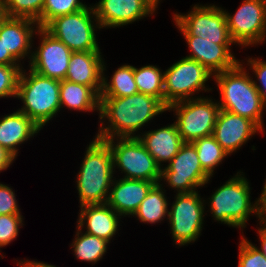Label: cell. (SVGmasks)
Instances as JSON below:
<instances>
[{"mask_svg": "<svg viewBox=\"0 0 266 267\" xmlns=\"http://www.w3.org/2000/svg\"><path fill=\"white\" fill-rule=\"evenodd\" d=\"M165 111L167 107L159 99L140 92L125 97L100 98L101 125L95 137L101 140L137 137L138 130Z\"/></svg>", "mask_w": 266, "mask_h": 267, "instance_id": "obj_1", "label": "cell"}, {"mask_svg": "<svg viewBox=\"0 0 266 267\" xmlns=\"http://www.w3.org/2000/svg\"><path fill=\"white\" fill-rule=\"evenodd\" d=\"M242 64L244 62L239 61L233 68L214 74L220 94L218 105L221 110L250 119L263 132L265 107L253 78Z\"/></svg>", "mask_w": 266, "mask_h": 267, "instance_id": "obj_2", "label": "cell"}, {"mask_svg": "<svg viewBox=\"0 0 266 267\" xmlns=\"http://www.w3.org/2000/svg\"><path fill=\"white\" fill-rule=\"evenodd\" d=\"M87 145L84 160L77 175L76 187L80 207L105 204L109 197L114 168L109 145L99 138Z\"/></svg>", "mask_w": 266, "mask_h": 267, "instance_id": "obj_3", "label": "cell"}, {"mask_svg": "<svg viewBox=\"0 0 266 267\" xmlns=\"http://www.w3.org/2000/svg\"><path fill=\"white\" fill-rule=\"evenodd\" d=\"M242 173L237 172L234 177L215 190L209 198L208 206L214 220L243 231L251 213L259 220L265 214L261 211L257 200L254 204L251 202V187Z\"/></svg>", "mask_w": 266, "mask_h": 267, "instance_id": "obj_4", "label": "cell"}, {"mask_svg": "<svg viewBox=\"0 0 266 267\" xmlns=\"http://www.w3.org/2000/svg\"><path fill=\"white\" fill-rule=\"evenodd\" d=\"M28 72L22 69L19 76L16 98L24 105L18 110L42 129L60 112V80Z\"/></svg>", "mask_w": 266, "mask_h": 267, "instance_id": "obj_5", "label": "cell"}, {"mask_svg": "<svg viewBox=\"0 0 266 267\" xmlns=\"http://www.w3.org/2000/svg\"><path fill=\"white\" fill-rule=\"evenodd\" d=\"M97 28L102 29L91 5L77 12L59 16L44 27L73 52L100 51L95 32Z\"/></svg>", "mask_w": 266, "mask_h": 267, "instance_id": "obj_6", "label": "cell"}, {"mask_svg": "<svg viewBox=\"0 0 266 267\" xmlns=\"http://www.w3.org/2000/svg\"><path fill=\"white\" fill-rule=\"evenodd\" d=\"M104 141L112 153L114 172L119 168V171L125 174L123 178L161 183L162 169L138 137Z\"/></svg>", "mask_w": 266, "mask_h": 267, "instance_id": "obj_7", "label": "cell"}, {"mask_svg": "<svg viewBox=\"0 0 266 267\" xmlns=\"http://www.w3.org/2000/svg\"><path fill=\"white\" fill-rule=\"evenodd\" d=\"M176 115L175 123L184 142L213 135L220 111L218 101L208 97L193 98L175 102L167 107Z\"/></svg>", "mask_w": 266, "mask_h": 267, "instance_id": "obj_8", "label": "cell"}, {"mask_svg": "<svg viewBox=\"0 0 266 267\" xmlns=\"http://www.w3.org/2000/svg\"><path fill=\"white\" fill-rule=\"evenodd\" d=\"M212 77L214 74L196 60L184 57L173 63L164 72V105L198 98L193 96L199 91H211L205 84Z\"/></svg>", "mask_w": 266, "mask_h": 267, "instance_id": "obj_9", "label": "cell"}, {"mask_svg": "<svg viewBox=\"0 0 266 267\" xmlns=\"http://www.w3.org/2000/svg\"><path fill=\"white\" fill-rule=\"evenodd\" d=\"M173 14L175 25L183 36H199L215 44L235 45L229 34L224 8L196 4L187 14Z\"/></svg>", "mask_w": 266, "mask_h": 267, "instance_id": "obj_10", "label": "cell"}, {"mask_svg": "<svg viewBox=\"0 0 266 267\" xmlns=\"http://www.w3.org/2000/svg\"><path fill=\"white\" fill-rule=\"evenodd\" d=\"M174 199L168 212V222L174 244L184 246L195 242L201 235L206 200H202L198 191L176 193Z\"/></svg>", "mask_w": 266, "mask_h": 267, "instance_id": "obj_11", "label": "cell"}, {"mask_svg": "<svg viewBox=\"0 0 266 267\" xmlns=\"http://www.w3.org/2000/svg\"><path fill=\"white\" fill-rule=\"evenodd\" d=\"M211 176L202 168L197 150L190 142H185L171 161L162 168L161 181L177 194L192 193L205 187Z\"/></svg>", "mask_w": 266, "mask_h": 267, "instance_id": "obj_12", "label": "cell"}, {"mask_svg": "<svg viewBox=\"0 0 266 267\" xmlns=\"http://www.w3.org/2000/svg\"><path fill=\"white\" fill-rule=\"evenodd\" d=\"M224 13L234 43L248 47L265 42L266 7L262 0H243L233 15Z\"/></svg>", "mask_w": 266, "mask_h": 267, "instance_id": "obj_13", "label": "cell"}, {"mask_svg": "<svg viewBox=\"0 0 266 267\" xmlns=\"http://www.w3.org/2000/svg\"><path fill=\"white\" fill-rule=\"evenodd\" d=\"M37 35H40V44L32 51L29 69L45 77L64 80L73 51L42 27Z\"/></svg>", "mask_w": 266, "mask_h": 267, "instance_id": "obj_14", "label": "cell"}, {"mask_svg": "<svg viewBox=\"0 0 266 267\" xmlns=\"http://www.w3.org/2000/svg\"><path fill=\"white\" fill-rule=\"evenodd\" d=\"M93 9L101 28H119L152 16L157 7L150 0H100Z\"/></svg>", "mask_w": 266, "mask_h": 267, "instance_id": "obj_15", "label": "cell"}, {"mask_svg": "<svg viewBox=\"0 0 266 267\" xmlns=\"http://www.w3.org/2000/svg\"><path fill=\"white\" fill-rule=\"evenodd\" d=\"M262 130L250 119L221 110L218 113L213 136L221 147L230 155Z\"/></svg>", "mask_w": 266, "mask_h": 267, "instance_id": "obj_16", "label": "cell"}, {"mask_svg": "<svg viewBox=\"0 0 266 267\" xmlns=\"http://www.w3.org/2000/svg\"><path fill=\"white\" fill-rule=\"evenodd\" d=\"M184 38L191 52L186 57L196 60L213 74L231 69L240 61L230 49L233 44H215L199 36Z\"/></svg>", "mask_w": 266, "mask_h": 267, "instance_id": "obj_17", "label": "cell"}, {"mask_svg": "<svg viewBox=\"0 0 266 267\" xmlns=\"http://www.w3.org/2000/svg\"><path fill=\"white\" fill-rule=\"evenodd\" d=\"M36 21L27 18L7 17L0 25V39L5 49L21 64V60L31 58L32 42L39 29Z\"/></svg>", "mask_w": 266, "mask_h": 267, "instance_id": "obj_18", "label": "cell"}, {"mask_svg": "<svg viewBox=\"0 0 266 267\" xmlns=\"http://www.w3.org/2000/svg\"><path fill=\"white\" fill-rule=\"evenodd\" d=\"M155 184L137 179L120 178L116 180L114 177L106 203L121 217L133 216Z\"/></svg>", "mask_w": 266, "mask_h": 267, "instance_id": "obj_19", "label": "cell"}, {"mask_svg": "<svg viewBox=\"0 0 266 267\" xmlns=\"http://www.w3.org/2000/svg\"><path fill=\"white\" fill-rule=\"evenodd\" d=\"M104 62L100 51L72 52L65 80L89 86L100 95Z\"/></svg>", "mask_w": 266, "mask_h": 267, "instance_id": "obj_20", "label": "cell"}, {"mask_svg": "<svg viewBox=\"0 0 266 267\" xmlns=\"http://www.w3.org/2000/svg\"><path fill=\"white\" fill-rule=\"evenodd\" d=\"M77 227L85 233L111 242L119 227L121 216L107 203L84 205L79 209Z\"/></svg>", "mask_w": 266, "mask_h": 267, "instance_id": "obj_21", "label": "cell"}, {"mask_svg": "<svg viewBox=\"0 0 266 267\" xmlns=\"http://www.w3.org/2000/svg\"><path fill=\"white\" fill-rule=\"evenodd\" d=\"M144 133L137 134V137L161 169L163 168L162 165H164L162 163H169L185 143L178 132L175 122Z\"/></svg>", "mask_w": 266, "mask_h": 267, "instance_id": "obj_22", "label": "cell"}, {"mask_svg": "<svg viewBox=\"0 0 266 267\" xmlns=\"http://www.w3.org/2000/svg\"><path fill=\"white\" fill-rule=\"evenodd\" d=\"M40 127L18 109L0 117V145L17 157L22 143L30 140L40 131Z\"/></svg>", "mask_w": 266, "mask_h": 267, "instance_id": "obj_23", "label": "cell"}, {"mask_svg": "<svg viewBox=\"0 0 266 267\" xmlns=\"http://www.w3.org/2000/svg\"><path fill=\"white\" fill-rule=\"evenodd\" d=\"M60 105L67 107L70 111H87L99 113L100 97L89 86L60 80Z\"/></svg>", "mask_w": 266, "mask_h": 267, "instance_id": "obj_24", "label": "cell"}, {"mask_svg": "<svg viewBox=\"0 0 266 267\" xmlns=\"http://www.w3.org/2000/svg\"><path fill=\"white\" fill-rule=\"evenodd\" d=\"M161 183L155 184L141 202L136 212L133 214L140 222L143 223H161L167 217L169 204L166 191Z\"/></svg>", "mask_w": 266, "mask_h": 267, "instance_id": "obj_25", "label": "cell"}, {"mask_svg": "<svg viewBox=\"0 0 266 267\" xmlns=\"http://www.w3.org/2000/svg\"><path fill=\"white\" fill-rule=\"evenodd\" d=\"M106 66L103 63V80L100 98L125 97L138 93L134 79V66L122 65L113 73L110 81L105 77Z\"/></svg>", "mask_w": 266, "mask_h": 267, "instance_id": "obj_26", "label": "cell"}, {"mask_svg": "<svg viewBox=\"0 0 266 267\" xmlns=\"http://www.w3.org/2000/svg\"><path fill=\"white\" fill-rule=\"evenodd\" d=\"M76 228L77 232L75 238L70 245L76 259L96 264L107 252V245L109 242L95 235L84 233V231L82 233V229Z\"/></svg>", "mask_w": 266, "mask_h": 267, "instance_id": "obj_27", "label": "cell"}, {"mask_svg": "<svg viewBox=\"0 0 266 267\" xmlns=\"http://www.w3.org/2000/svg\"><path fill=\"white\" fill-rule=\"evenodd\" d=\"M134 79L138 92L153 96L164 104V71L156 65L134 67Z\"/></svg>", "mask_w": 266, "mask_h": 267, "instance_id": "obj_28", "label": "cell"}, {"mask_svg": "<svg viewBox=\"0 0 266 267\" xmlns=\"http://www.w3.org/2000/svg\"><path fill=\"white\" fill-rule=\"evenodd\" d=\"M196 150L202 168L213 177L214 170L229 154L221 147L213 135L191 142Z\"/></svg>", "mask_w": 266, "mask_h": 267, "instance_id": "obj_29", "label": "cell"}, {"mask_svg": "<svg viewBox=\"0 0 266 267\" xmlns=\"http://www.w3.org/2000/svg\"><path fill=\"white\" fill-rule=\"evenodd\" d=\"M45 0H4L7 17L27 18L41 27V14Z\"/></svg>", "mask_w": 266, "mask_h": 267, "instance_id": "obj_30", "label": "cell"}, {"mask_svg": "<svg viewBox=\"0 0 266 267\" xmlns=\"http://www.w3.org/2000/svg\"><path fill=\"white\" fill-rule=\"evenodd\" d=\"M80 0H45L41 14V27L44 28L51 20L86 8Z\"/></svg>", "mask_w": 266, "mask_h": 267, "instance_id": "obj_31", "label": "cell"}, {"mask_svg": "<svg viewBox=\"0 0 266 267\" xmlns=\"http://www.w3.org/2000/svg\"><path fill=\"white\" fill-rule=\"evenodd\" d=\"M22 69L24 68L21 65L0 64V98H16Z\"/></svg>", "mask_w": 266, "mask_h": 267, "instance_id": "obj_32", "label": "cell"}, {"mask_svg": "<svg viewBox=\"0 0 266 267\" xmlns=\"http://www.w3.org/2000/svg\"><path fill=\"white\" fill-rule=\"evenodd\" d=\"M238 267H266V257L244 235L239 242Z\"/></svg>", "mask_w": 266, "mask_h": 267, "instance_id": "obj_33", "label": "cell"}, {"mask_svg": "<svg viewBox=\"0 0 266 267\" xmlns=\"http://www.w3.org/2000/svg\"><path fill=\"white\" fill-rule=\"evenodd\" d=\"M23 222L21 214L0 215V248L7 246L17 238L19 228L24 225ZM1 255L0 250V257L3 259Z\"/></svg>", "mask_w": 266, "mask_h": 267, "instance_id": "obj_34", "label": "cell"}, {"mask_svg": "<svg viewBox=\"0 0 266 267\" xmlns=\"http://www.w3.org/2000/svg\"><path fill=\"white\" fill-rule=\"evenodd\" d=\"M247 62V65L250 66L249 70L251 69V72H254L252 74H255L256 81L253 80V83L258 90L266 109V61H262L260 58L253 59L251 57L248 58Z\"/></svg>", "mask_w": 266, "mask_h": 267, "instance_id": "obj_35", "label": "cell"}, {"mask_svg": "<svg viewBox=\"0 0 266 267\" xmlns=\"http://www.w3.org/2000/svg\"><path fill=\"white\" fill-rule=\"evenodd\" d=\"M15 191L9 185L0 183V215L21 214Z\"/></svg>", "mask_w": 266, "mask_h": 267, "instance_id": "obj_36", "label": "cell"}, {"mask_svg": "<svg viewBox=\"0 0 266 267\" xmlns=\"http://www.w3.org/2000/svg\"><path fill=\"white\" fill-rule=\"evenodd\" d=\"M15 160L16 157L0 145V172L7 170Z\"/></svg>", "mask_w": 266, "mask_h": 267, "instance_id": "obj_37", "label": "cell"}, {"mask_svg": "<svg viewBox=\"0 0 266 267\" xmlns=\"http://www.w3.org/2000/svg\"><path fill=\"white\" fill-rule=\"evenodd\" d=\"M0 64L22 65L11 55V53L7 49H5L2 39H0Z\"/></svg>", "mask_w": 266, "mask_h": 267, "instance_id": "obj_38", "label": "cell"}, {"mask_svg": "<svg viewBox=\"0 0 266 267\" xmlns=\"http://www.w3.org/2000/svg\"><path fill=\"white\" fill-rule=\"evenodd\" d=\"M260 227L258 228L260 248L262 254L266 257V215L260 220Z\"/></svg>", "mask_w": 266, "mask_h": 267, "instance_id": "obj_39", "label": "cell"}, {"mask_svg": "<svg viewBox=\"0 0 266 267\" xmlns=\"http://www.w3.org/2000/svg\"><path fill=\"white\" fill-rule=\"evenodd\" d=\"M17 265L20 266V267H56L55 265H52V264H47V263H44L43 261H35V260H19L17 262Z\"/></svg>", "mask_w": 266, "mask_h": 267, "instance_id": "obj_40", "label": "cell"}, {"mask_svg": "<svg viewBox=\"0 0 266 267\" xmlns=\"http://www.w3.org/2000/svg\"><path fill=\"white\" fill-rule=\"evenodd\" d=\"M261 211L266 215V179L263 185L261 196L257 198Z\"/></svg>", "mask_w": 266, "mask_h": 267, "instance_id": "obj_41", "label": "cell"}, {"mask_svg": "<svg viewBox=\"0 0 266 267\" xmlns=\"http://www.w3.org/2000/svg\"><path fill=\"white\" fill-rule=\"evenodd\" d=\"M7 18L4 6V0H0V25Z\"/></svg>", "mask_w": 266, "mask_h": 267, "instance_id": "obj_42", "label": "cell"}, {"mask_svg": "<svg viewBox=\"0 0 266 267\" xmlns=\"http://www.w3.org/2000/svg\"><path fill=\"white\" fill-rule=\"evenodd\" d=\"M151 2H153L155 4V6L158 8V3H160L161 0H150Z\"/></svg>", "mask_w": 266, "mask_h": 267, "instance_id": "obj_43", "label": "cell"}, {"mask_svg": "<svg viewBox=\"0 0 266 267\" xmlns=\"http://www.w3.org/2000/svg\"><path fill=\"white\" fill-rule=\"evenodd\" d=\"M262 1H263L264 5H265V7H266V0H262Z\"/></svg>", "mask_w": 266, "mask_h": 267, "instance_id": "obj_44", "label": "cell"}]
</instances>
